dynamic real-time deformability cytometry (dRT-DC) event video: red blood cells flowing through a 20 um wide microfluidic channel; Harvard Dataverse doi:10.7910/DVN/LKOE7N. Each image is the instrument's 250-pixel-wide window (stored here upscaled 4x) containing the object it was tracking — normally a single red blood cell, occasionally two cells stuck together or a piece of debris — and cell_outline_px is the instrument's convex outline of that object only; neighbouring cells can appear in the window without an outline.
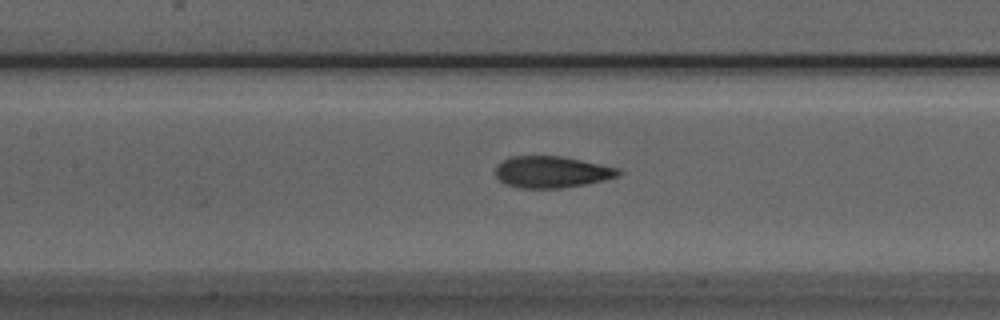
{"species": "Egyptian fruit bat (a non-hibernating species)", "species_latin": "Rousettus aegyptiacus", "temperature_condition": "room temperature", "stored_images_in_passage": 44, "camera_frame_rate_fps": 3000, "um_per_image_px": 0.085, "animal": {"sex": "male"}, "frame": {"image": 1, "passage_image": 16, "time_ms": 5.0, "image_size_px": [1000, 320], "cell_outline_px": [[624, 172], [620, 176], [604, 180], [584, 184], [560, 188], [520, 188], [504, 184], [496, 176], [496, 164], [508, 156], [560, 156], [620, 168]], "centroid_in_image_um": [46.89, 14.61], "position_along_channel_um": 160.5, "area_um2": 22.77}}
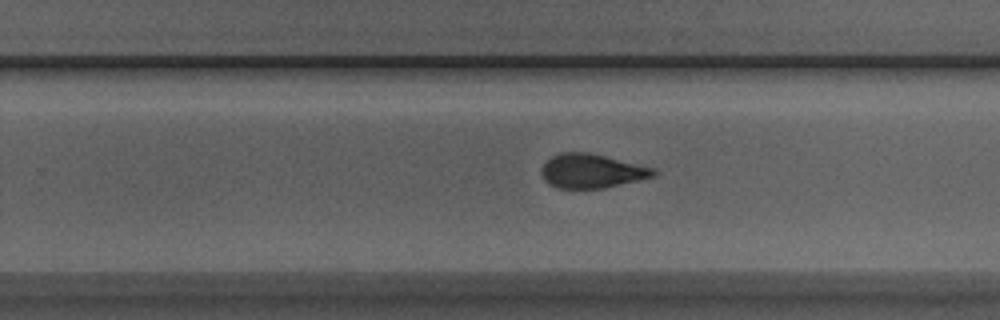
{"frame": {"image": 2, "passage_image": 25, "time_ms": 8.0, "image_size_px": [1000, 320], "cell_outline_px": [[660, 172], [656, 176], [604, 188], [556, 188], [548, 184], [544, 180], [540, 172], [544, 164], [552, 156], [560, 152], [588, 152], [656, 168]], "centroid_in_image_um": [50.32, 14.54], "position_along_channel_um": 279.5, "area_um2": 22.43}}
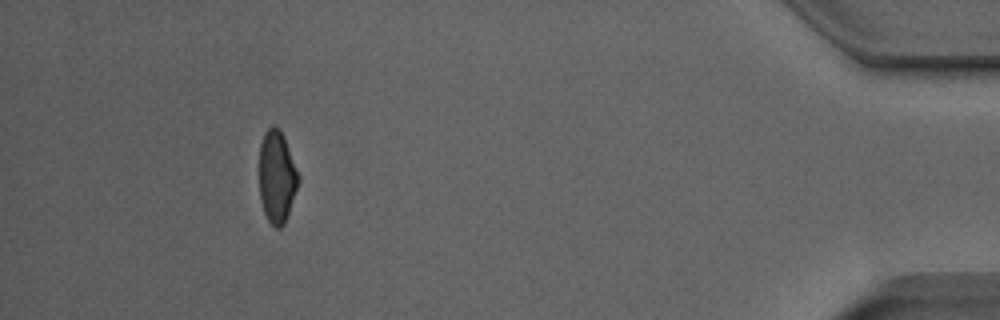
{"frame": {"image": 3, "passage_image": 40, "time_ms": 13.0, "image_size_px": [1000, 320], "cell_outline_px": [[300, 180], [284, 224], [280, 228], [276, 228], [268, 220], [264, 212], [260, 200], [260, 144], [264, 132], [272, 124], [280, 128], [284, 136], [300, 176]], "centroid_in_image_um": [23.54, 14.99], "position_along_channel_um": 411.7, "area_um2": 21.1}, "authors_computed_cell_mechanics": {"area_um2": 22.542, "velocity_mm_per_s": 3.9864, "shape_relaxation_time_tau1_ms": 5.4689, "shape_relaxation_time_tau2_ms": 1.6202, "deformation_change_tau1": 0.1854, "deformation_change_tau2": 0.0647}}